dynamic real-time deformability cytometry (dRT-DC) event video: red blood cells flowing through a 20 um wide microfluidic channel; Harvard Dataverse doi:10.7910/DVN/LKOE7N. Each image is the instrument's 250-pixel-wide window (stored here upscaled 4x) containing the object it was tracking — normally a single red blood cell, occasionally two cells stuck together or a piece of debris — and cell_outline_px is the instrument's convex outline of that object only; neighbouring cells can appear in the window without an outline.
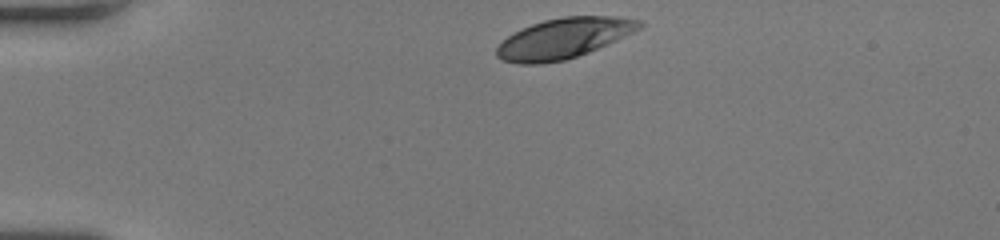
{"species": "human", "species_latin": "Homo sapiens", "temperature_condition": "room temperature", "stored_images_in_passage": 32, "camera_frame_rate_fps": 3000, "um_per_image_px": 0.085, "donor": {"sex": "female"}, "frame": {"image": 1, "passage_image": 1, "time_ms": 0.0, "image_size_px": [1000, 240], "cell_outline_px": [[644, 24], [640, 28], [608, 44], [588, 52], [564, 60], [540, 64], [520, 64], [504, 60], [496, 56], [496, 48], [508, 36], [532, 24], [544, 20], [564, 16], [612, 16], [640, 20]], "centroid_in_image_um": [47.92, 3.25], "position_along_channel_um": 37.1, "area_um2": 33.06}}
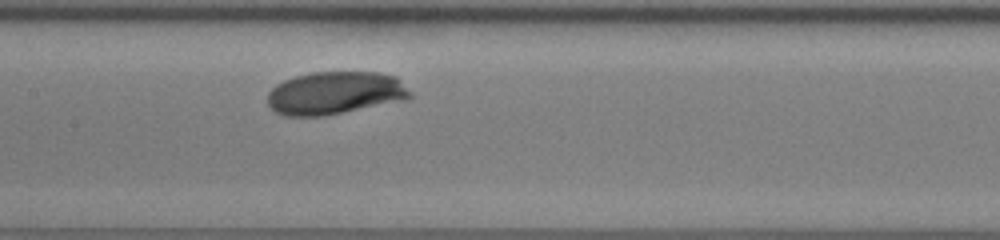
{"frame": {"image": 2, "passage_image": 16, "time_ms": 5.0, "image_size_px": [1000, 240], "cell_outline_px": [[412, 96], [408, 100], [320, 116], [288, 116], [276, 112], [268, 104], [268, 92], [276, 84], [284, 80], [296, 76], [312, 72], [380, 72], [396, 76], [412, 92]], "centroid_in_image_um": [28.52, 7.89], "position_along_channel_um": 178.9, "area_um2": 35.66}}
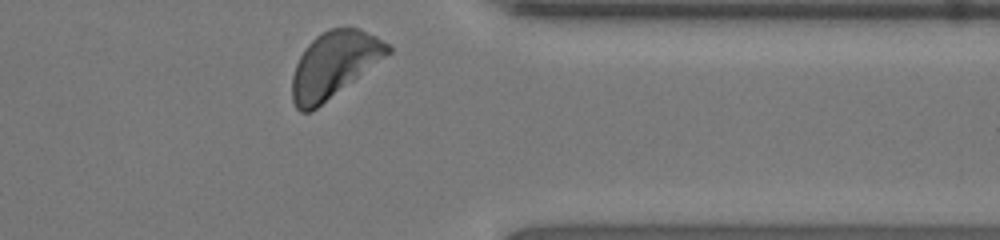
{"frame": {"image": 3, "passage_image": 32, "time_ms": 10.333, "image_size_px": [1000, 240], "cell_outline_px": [[392, 52], [312, 112], [300, 112], [296, 108], [292, 100], [292, 76], [296, 64], [304, 48], [316, 36], [328, 28], [360, 28], [376, 36], [388, 44], [392, 48]], "centroid_in_image_um": [28.38, 5.5], "position_along_channel_um": 383.0, "area_um2": 36.65}, "authors_computed_cell_mechanics": {"area_um2": 34.4777, "velocity_mm_per_s": 3.9363, "shape_relaxation_time_tau1_ms": 1.0716, "shape_relaxation_time_tau2_ms": null, "deformation_change_tau1": 0.0861, "deformation_change_tau2": null}}